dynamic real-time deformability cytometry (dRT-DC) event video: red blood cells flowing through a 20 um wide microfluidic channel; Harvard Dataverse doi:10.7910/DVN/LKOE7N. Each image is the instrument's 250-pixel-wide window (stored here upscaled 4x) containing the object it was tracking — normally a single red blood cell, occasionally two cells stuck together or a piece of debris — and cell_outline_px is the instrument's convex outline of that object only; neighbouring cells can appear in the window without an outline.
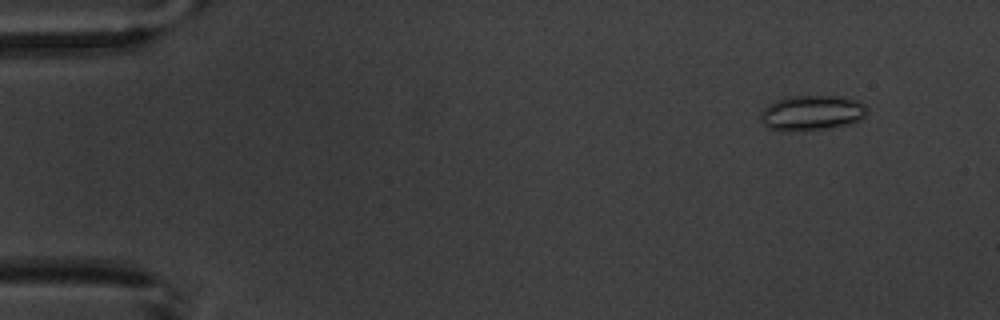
{"species": "common noctule bat (a hibernating species)", "species_latin": "Nyctalus noctula", "temperature_condition": "warm", "stored_images_in_passage": 5, "camera_frame_rate_fps": 3000, "um_per_image_px": 0.085, "animal": {"sex": "male", "body_mass_g": 20.1, "forearm_length_mm": 53.5}, "frame": {"image": 1, "passage_image": 1, "time_ms": 0.0, "image_size_px": [1000, 320], "cell_outline_px": [[868, 112], [860, 120], [852, 124], [832, 128], [804, 132], [788, 132], [768, 128], [760, 120], [760, 116], [764, 108], [768, 104], [784, 96], [844, 96], [860, 100], [868, 108]], "centroid_in_image_um": [69.04, 9.61], "position_along_channel_um": 16.0, "area_um2": 22.66}}
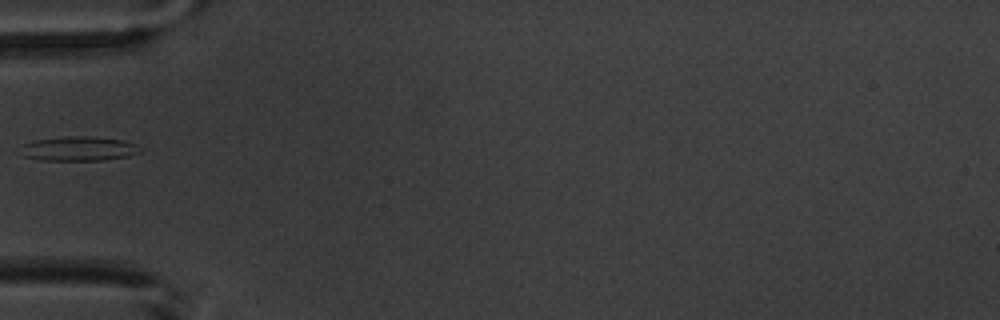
{"frame": {"image": 2, "passage_image": 5, "time_ms": 4.667, "image_size_px": [1000, 320], "cell_outline_px": [[144, 148], [140, 152], [128, 156], [104, 160], [40, 160], [24, 156], [12, 152], [20, 144], [32, 140], [64, 136], [88, 136], [124, 140], [136, 144]], "centroid_in_image_um": [6.56, 12.63], "position_along_channel_um": 78.4, "area_um2": 17.69}}